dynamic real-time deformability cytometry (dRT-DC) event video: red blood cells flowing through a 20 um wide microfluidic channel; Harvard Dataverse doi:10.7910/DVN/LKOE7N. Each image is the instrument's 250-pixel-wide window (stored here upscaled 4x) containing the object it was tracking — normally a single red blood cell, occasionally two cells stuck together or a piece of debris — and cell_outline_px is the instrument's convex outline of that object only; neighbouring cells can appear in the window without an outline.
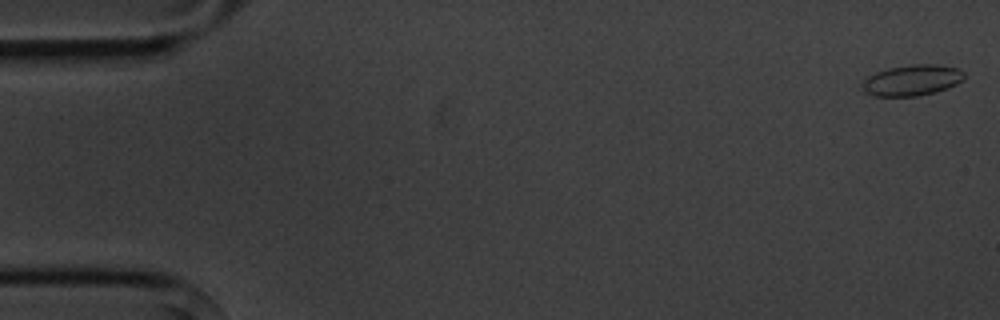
{"species": "common noctule bat (a hibernating species)", "species_latin": "Nyctalus noctula", "temperature_condition": "cold", "stored_images_in_passage": 5, "camera_frame_rate_fps": 3000, "um_per_image_px": 0.085, "animal": {"sex": "male", "body_mass_g": 20.1, "forearm_length_mm": 53.5}, "frame": {"image": 1, "passage_image": 1, "time_ms": 0.0, "image_size_px": [1000, 320], "cell_outline_px": [[964, 80], [948, 88], [936, 92], [916, 96], [872, 96], [864, 92], [860, 84], [868, 76], [876, 72], [888, 68], [912, 64], [936, 64], [956, 68], [964, 72]], "centroid_in_image_um": [77.5, 6.82], "position_along_channel_um": 7.5, "area_um2": 18.5}}
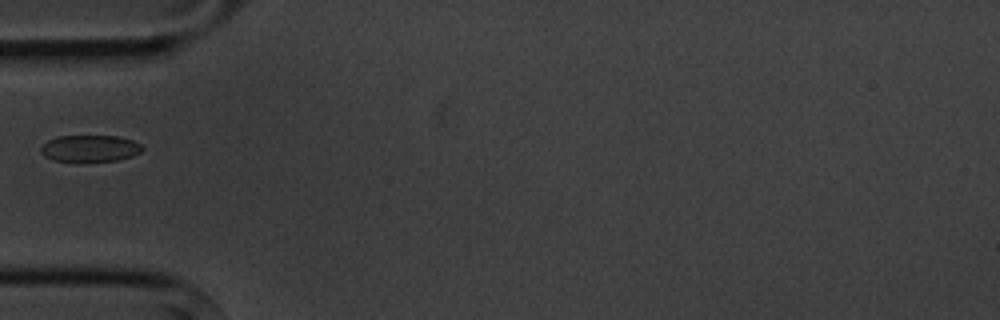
{"frame": {"image": 2, "passage_image": 5, "time_ms": 5.667, "image_size_px": [1000, 320], "cell_outline_px": [[144, 148], [140, 152], [132, 156], [116, 160], [52, 160], [44, 156], [40, 152], [40, 148], [48, 140], [56, 136], [116, 136], [132, 140], [140, 144]], "centroid_in_image_um": [7.63, 12.59], "position_along_channel_um": 77.4, "area_um2": 15.43}}